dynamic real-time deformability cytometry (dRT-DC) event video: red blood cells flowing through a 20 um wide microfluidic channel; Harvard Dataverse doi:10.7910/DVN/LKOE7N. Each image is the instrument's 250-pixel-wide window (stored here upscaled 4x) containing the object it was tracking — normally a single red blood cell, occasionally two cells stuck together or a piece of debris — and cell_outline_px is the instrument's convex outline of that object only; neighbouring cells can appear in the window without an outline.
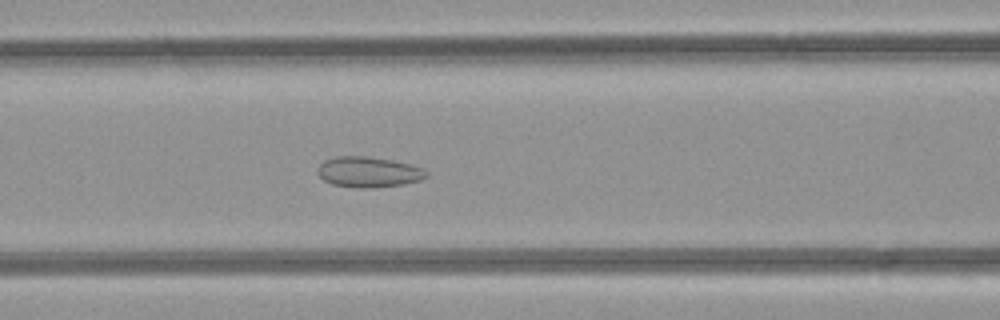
{"species": "common noctule bat (a hibernating species)", "species_latin": "Nyctalus noctula", "temperature_condition": "room temperature", "stored_images_in_passage": 45, "camera_frame_rate_fps": 3000, "um_per_image_px": 0.085, "animal": {"sex": "female", "body_mass_g": 21.9}, "frame": {"image": 1, "passage_image": 20, "time_ms": 6.333, "image_size_px": [1000, 320], "cell_outline_px": [[428, 176], [420, 180], [404, 184], [372, 188], [360, 188], [332, 184], [324, 180], [316, 172], [320, 164], [324, 160], [336, 156], [364, 156], [392, 160], [412, 164], [424, 168], [428, 172]], "centroid_in_image_um": [31.35, 14.62], "position_along_channel_um": 135.3, "area_um2": 19.48}}
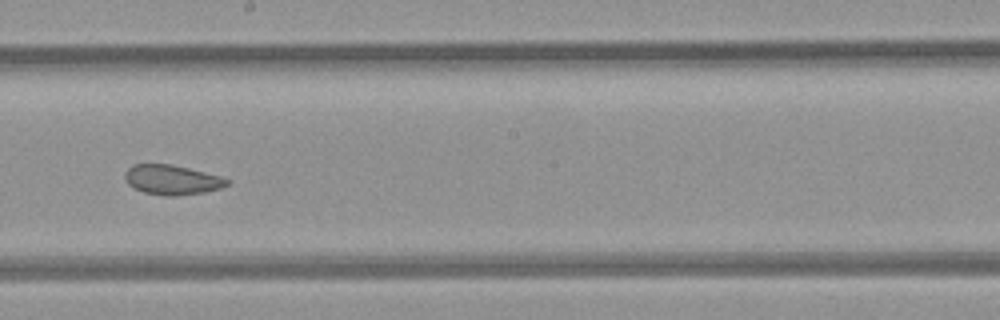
{"frame": {"image": 2, "passage_image": 27, "time_ms": 8.667, "image_size_px": [1000, 320], "cell_outline_px": [[232, 180], [228, 184], [220, 188], [204, 192], [176, 196], [164, 196], [144, 192], [132, 188], [128, 184], [124, 176], [124, 172], [132, 164], [172, 164], [220, 176]], "centroid_in_image_um": [14.59, 15.28], "position_along_channel_um": 233.6, "area_um2": 17.8}}
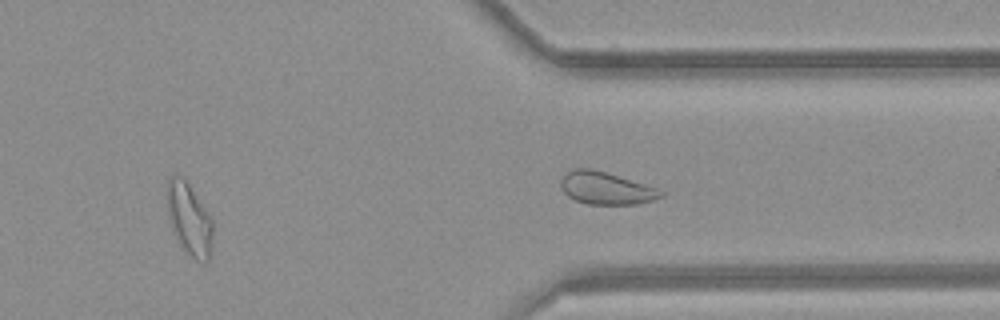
{"frame": {"image": 3, "passage_image": 36, "time_ms": 11.667, "image_size_px": [1000, 320], "cell_outline_px": [[212, 248], [208, 260], [196, 260], [180, 248], [172, 232], [168, 216], [168, 180], [176, 172], [184, 176], [208, 212], [212, 220]], "centroid_in_image_um": [16.07, 18.62], "position_along_channel_um": 395.3, "area_um2": 19.48}, "authors_computed_cell_mechanics": {"area_um2": 21.675, "velocity_mm_per_s": 4.2118, "shape_relaxation_time_tau1_ms": null, "shape_relaxation_time_tau2_ms": 1.5329, "deformation_change_tau1": null, "deformation_change_tau2": 0.0665}}